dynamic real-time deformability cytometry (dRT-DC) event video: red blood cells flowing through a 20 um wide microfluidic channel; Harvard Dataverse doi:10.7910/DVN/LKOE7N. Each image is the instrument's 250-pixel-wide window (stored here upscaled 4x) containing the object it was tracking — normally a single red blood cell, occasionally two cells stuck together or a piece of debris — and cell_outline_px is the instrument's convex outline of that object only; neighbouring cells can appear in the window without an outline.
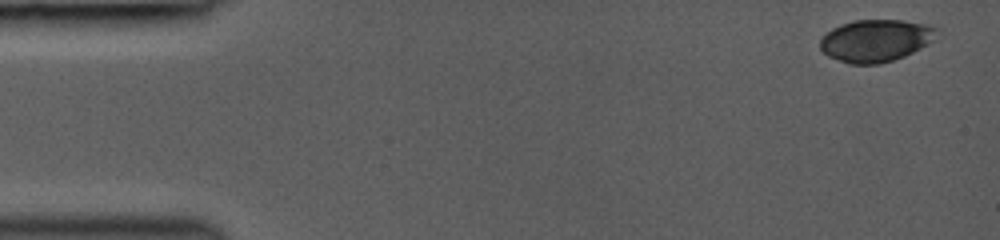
{"species": "common noctule bat (a hibernating species)", "species_latin": "Nyctalus noctula", "temperature_condition": "room temperature", "stored_images_in_passage": 44, "camera_frame_rate_fps": 3000, "um_per_image_px": 0.085, "animal": {"sex": "female", "body_mass_g": 19.0, "forearm_length_mm": 53.3}, "frame": {"image": 1, "passage_image": 1, "time_ms": 0.0, "image_size_px": [1000, 240], "cell_outline_px": [[940, 28], [932, 40], [928, 44], [904, 56], [880, 64], [848, 64], [828, 56], [820, 48], [820, 40], [832, 28], [840, 24], [856, 20], [904, 20], [928, 24]], "centroid_in_image_um": [74.45, 3.44], "position_along_channel_um": 10.6, "area_um2": 28.73}}
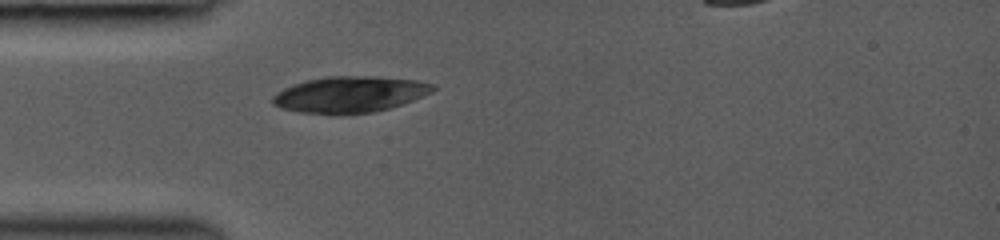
{"frame": {"image": 2, "passage_image": 13, "time_ms": 4.0, "image_size_px": [1000, 240], "cell_outline_px": [[440, 88], [432, 92], [392, 108], [376, 112], [344, 116], [332, 116], [296, 112], [280, 108], [272, 104], [272, 96], [276, 92], [292, 84], [308, 80], [328, 76], [376, 76], [416, 80], [436, 84]], "centroid_in_image_um": [29.73, 8.06], "position_along_channel_um": 55.3, "area_um2": 34.85}}
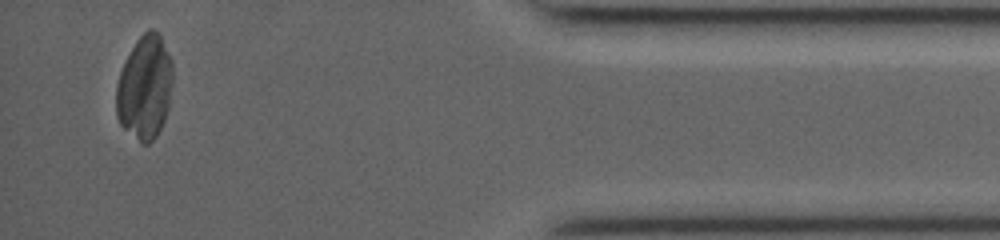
{"frame": {"image": 3, "passage_image": 42, "time_ms": 13.667, "image_size_px": [1000, 240], "cell_outline_px": [[172, 84], [168, 108], [164, 120], [156, 136], [148, 144], [140, 144], [120, 124], [116, 116], [116, 84], [120, 72], [136, 40], [148, 28], [152, 28], [160, 32], [172, 60]], "centroid_in_image_um": [12.31, 7.42], "position_along_channel_um": 422.9, "area_um2": 34.51}}